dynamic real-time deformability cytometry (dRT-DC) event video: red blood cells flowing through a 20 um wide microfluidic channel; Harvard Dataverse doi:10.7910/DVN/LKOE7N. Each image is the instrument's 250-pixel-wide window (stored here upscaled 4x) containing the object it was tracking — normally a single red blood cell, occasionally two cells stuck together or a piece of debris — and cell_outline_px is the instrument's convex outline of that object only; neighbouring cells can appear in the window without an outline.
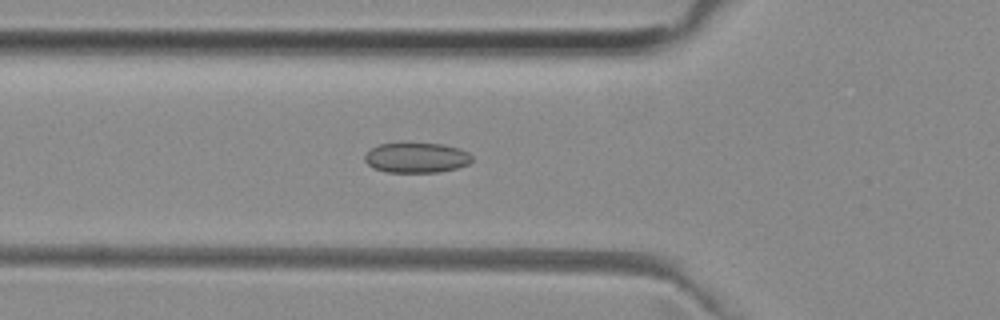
{"species": "common noctule bat (a hibernating species)", "species_latin": "Nyctalus noctula", "temperature_condition": "room temperature", "stored_images_in_passage": 52, "camera_frame_rate_fps": 3000, "um_per_image_px": 0.085, "animal": {"sex": "female", "body_mass_g": 29.2, "forearm_length_mm": 56.3}, "frame": {"image": 1, "passage_image": 18, "time_ms": 5.667, "image_size_px": [1000, 320], "cell_outline_px": [[472, 160], [468, 164], [456, 168], [440, 172], [388, 172], [372, 168], [364, 160], [364, 156], [372, 148], [380, 144], [400, 140], [444, 144], [460, 148], [468, 152], [472, 156]], "centroid_in_image_um": [35.38, 13.35], "position_along_channel_um": 90.4, "area_um2": 19.59}}
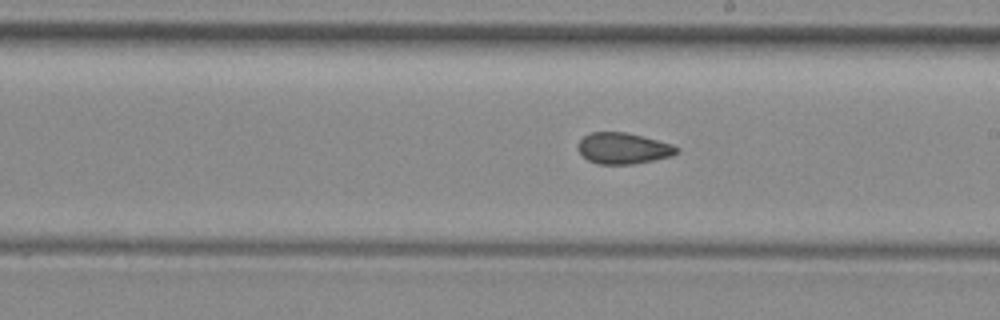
{"frame": {"image": 2, "passage_image": 29, "time_ms": 9.333, "image_size_px": [1000, 320], "cell_outline_px": [[680, 152], [672, 156], [632, 164], [596, 164], [588, 160], [576, 148], [576, 144], [584, 136], [592, 132], [624, 132], [672, 144], [680, 148]], "centroid_in_image_um": [52.96, 12.61], "position_along_channel_um": 236.0, "area_um2": 17.86}}
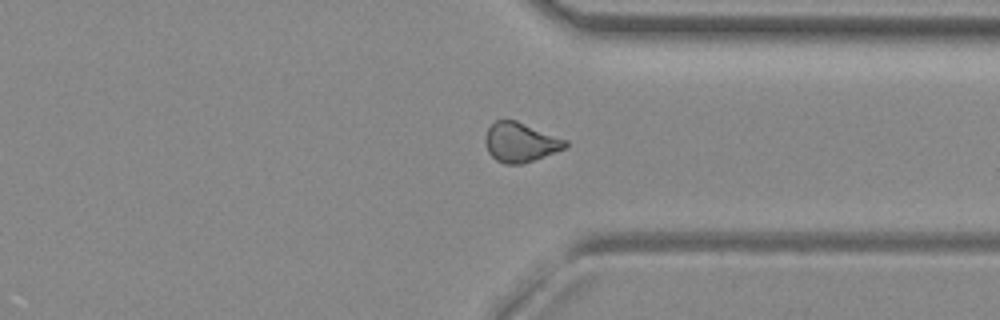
{"frame": {"image": 3, "passage_image": 39, "time_ms": 12.667, "image_size_px": [1000, 320], "cell_outline_px": [[568, 148], [524, 164], [504, 164], [496, 160], [488, 152], [484, 140], [488, 128], [496, 120], [516, 120], [568, 140]], "centroid_in_image_um": [44.27, 12.11], "position_along_channel_um": 367.1, "area_um2": 18.67}, "authors_computed_cell_mechanics": {"area_um2": 18.7272, "velocity_mm_per_s": 3.9661, "shape_relaxation_time_tau1_ms": null, "shape_relaxation_time_tau2_ms": 2.3298, "deformation_change_tau1": null, "deformation_change_tau2": 0.0769}}